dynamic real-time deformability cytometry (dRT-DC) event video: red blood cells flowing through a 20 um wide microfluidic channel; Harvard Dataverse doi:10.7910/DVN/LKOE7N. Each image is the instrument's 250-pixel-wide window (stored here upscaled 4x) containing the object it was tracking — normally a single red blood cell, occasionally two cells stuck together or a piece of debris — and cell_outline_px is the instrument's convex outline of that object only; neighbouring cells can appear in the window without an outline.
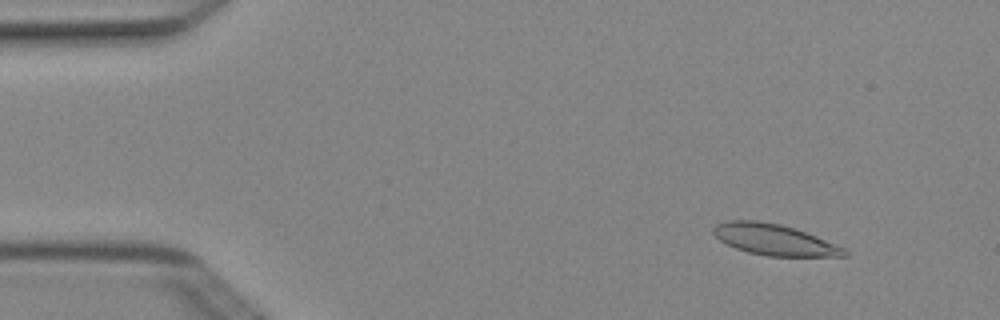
{"species": "Egyptian fruit bat (a non-hibernating species)", "species_latin": "Rousettus aegyptiacus", "temperature_condition": "cold", "stored_images_in_passage": 5, "camera_frame_rate_fps": 3000, "um_per_image_px": 0.085, "animal": {"sex": "female"}, "frame": {"image": 1, "passage_image": 1, "time_ms": 0.0, "image_size_px": [1000, 320], "cell_outline_px": [[848, 256], [768, 256], [748, 252], [736, 248], [720, 240], [712, 232], [712, 228], [716, 224], [728, 220], [756, 220], [780, 224], [816, 236], [844, 248], [848, 252]], "centroid_in_image_um": [65.78, 20.37], "position_along_channel_um": 19.2, "area_um2": 23.41}}
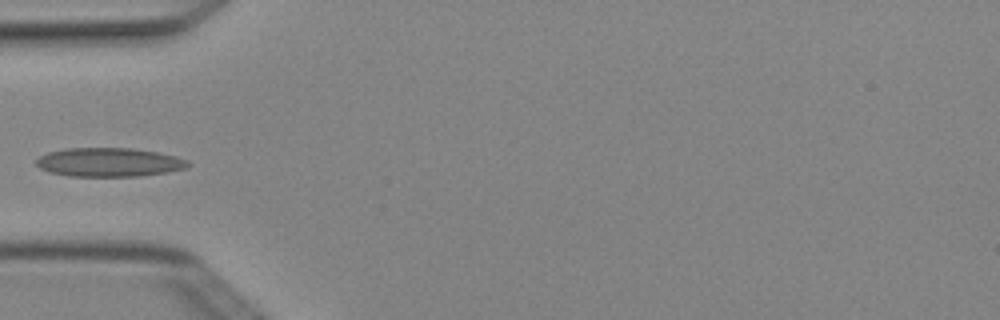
{"frame": {"image": 2, "passage_image": 4, "time_ms": 1.0, "image_size_px": [1000, 320], "cell_outline_px": [[192, 164], [188, 168], [168, 172], [140, 176], [68, 176], [48, 172], [40, 168], [36, 164], [36, 160], [40, 156], [48, 152], [64, 148], [132, 148], [156, 152], [176, 156], [188, 160]], "centroid_in_image_um": [9.29, 13.79], "position_along_channel_um": 75.7, "area_um2": 25.72}}
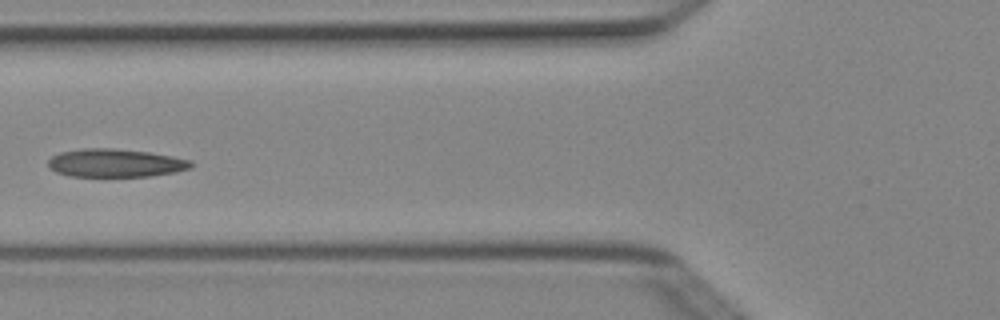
{"frame": {"image": 3, "passage_image": 5, "time_ms": 1.333, "image_size_px": [1000, 320], "cell_outline_px": [[196, 164], [192, 168], [176, 172], [148, 176], [68, 176], [56, 172], [48, 168], [48, 160], [52, 156], [60, 152], [80, 148], [116, 148], [148, 152], [172, 156], [192, 160]], "centroid_in_image_um": [9.82, 13.85], "position_along_channel_um": 116.0, "area_um2": 23.76}}